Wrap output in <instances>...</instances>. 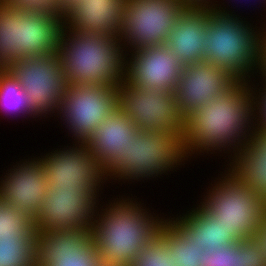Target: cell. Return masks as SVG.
I'll use <instances>...</instances> for the list:
<instances>
[{
  "label": "cell",
  "mask_w": 266,
  "mask_h": 266,
  "mask_svg": "<svg viewBox=\"0 0 266 266\" xmlns=\"http://www.w3.org/2000/svg\"><path fill=\"white\" fill-rule=\"evenodd\" d=\"M222 167L226 168L218 172L197 202L219 220L237 242L253 239L266 215V201L225 164Z\"/></svg>",
  "instance_id": "obj_6"
},
{
  "label": "cell",
  "mask_w": 266,
  "mask_h": 266,
  "mask_svg": "<svg viewBox=\"0 0 266 266\" xmlns=\"http://www.w3.org/2000/svg\"><path fill=\"white\" fill-rule=\"evenodd\" d=\"M196 204L190 210H186V213L183 211L180 214L179 211L176 217L172 214L168 215V218L205 253L212 254L218 249L237 243L219 220L208 213L199 202Z\"/></svg>",
  "instance_id": "obj_21"
},
{
  "label": "cell",
  "mask_w": 266,
  "mask_h": 266,
  "mask_svg": "<svg viewBox=\"0 0 266 266\" xmlns=\"http://www.w3.org/2000/svg\"><path fill=\"white\" fill-rule=\"evenodd\" d=\"M126 0H83L63 19V26L84 34L119 38Z\"/></svg>",
  "instance_id": "obj_18"
},
{
  "label": "cell",
  "mask_w": 266,
  "mask_h": 266,
  "mask_svg": "<svg viewBox=\"0 0 266 266\" xmlns=\"http://www.w3.org/2000/svg\"><path fill=\"white\" fill-rule=\"evenodd\" d=\"M182 70L166 44L125 52L124 79L139 88L175 91Z\"/></svg>",
  "instance_id": "obj_16"
},
{
  "label": "cell",
  "mask_w": 266,
  "mask_h": 266,
  "mask_svg": "<svg viewBox=\"0 0 266 266\" xmlns=\"http://www.w3.org/2000/svg\"><path fill=\"white\" fill-rule=\"evenodd\" d=\"M238 79L228 70L202 61L183 65L175 96L186 117L230 88Z\"/></svg>",
  "instance_id": "obj_17"
},
{
  "label": "cell",
  "mask_w": 266,
  "mask_h": 266,
  "mask_svg": "<svg viewBox=\"0 0 266 266\" xmlns=\"http://www.w3.org/2000/svg\"><path fill=\"white\" fill-rule=\"evenodd\" d=\"M182 134L165 131H138L129 141L126 152L104 170L108 183L132 184L162 178L187 164ZM179 167V168H178ZM169 172V173H168ZM120 182V183H119ZM123 183V184H122Z\"/></svg>",
  "instance_id": "obj_5"
},
{
  "label": "cell",
  "mask_w": 266,
  "mask_h": 266,
  "mask_svg": "<svg viewBox=\"0 0 266 266\" xmlns=\"http://www.w3.org/2000/svg\"><path fill=\"white\" fill-rule=\"evenodd\" d=\"M83 0H65V17Z\"/></svg>",
  "instance_id": "obj_36"
},
{
  "label": "cell",
  "mask_w": 266,
  "mask_h": 266,
  "mask_svg": "<svg viewBox=\"0 0 266 266\" xmlns=\"http://www.w3.org/2000/svg\"><path fill=\"white\" fill-rule=\"evenodd\" d=\"M187 6H211L215 0H181Z\"/></svg>",
  "instance_id": "obj_35"
},
{
  "label": "cell",
  "mask_w": 266,
  "mask_h": 266,
  "mask_svg": "<svg viewBox=\"0 0 266 266\" xmlns=\"http://www.w3.org/2000/svg\"><path fill=\"white\" fill-rule=\"evenodd\" d=\"M8 70L21 84L32 111L41 120L51 116L57 119L66 86L60 57L57 54L28 57Z\"/></svg>",
  "instance_id": "obj_12"
},
{
  "label": "cell",
  "mask_w": 266,
  "mask_h": 266,
  "mask_svg": "<svg viewBox=\"0 0 266 266\" xmlns=\"http://www.w3.org/2000/svg\"><path fill=\"white\" fill-rule=\"evenodd\" d=\"M241 15L212 9L201 45L205 62L228 70L238 80L252 81L258 71L260 41L266 24L263 21L260 27L253 25L255 20L252 23Z\"/></svg>",
  "instance_id": "obj_4"
},
{
  "label": "cell",
  "mask_w": 266,
  "mask_h": 266,
  "mask_svg": "<svg viewBox=\"0 0 266 266\" xmlns=\"http://www.w3.org/2000/svg\"><path fill=\"white\" fill-rule=\"evenodd\" d=\"M100 197V199H99ZM95 191L79 193L75 187L48 186L34 218L37 233L90 228L103 201Z\"/></svg>",
  "instance_id": "obj_13"
},
{
  "label": "cell",
  "mask_w": 266,
  "mask_h": 266,
  "mask_svg": "<svg viewBox=\"0 0 266 266\" xmlns=\"http://www.w3.org/2000/svg\"><path fill=\"white\" fill-rule=\"evenodd\" d=\"M253 239L258 244L261 254L266 259V215L261 220V224L258 226V232Z\"/></svg>",
  "instance_id": "obj_34"
},
{
  "label": "cell",
  "mask_w": 266,
  "mask_h": 266,
  "mask_svg": "<svg viewBox=\"0 0 266 266\" xmlns=\"http://www.w3.org/2000/svg\"><path fill=\"white\" fill-rule=\"evenodd\" d=\"M199 266H241V242L225 246L212 254L203 252Z\"/></svg>",
  "instance_id": "obj_29"
},
{
  "label": "cell",
  "mask_w": 266,
  "mask_h": 266,
  "mask_svg": "<svg viewBox=\"0 0 266 266\" xmlns=\"http://www.w3.org/2000/svg\"><path fill=\"white\" fill-rule=\"evenodd\" d=\"M125 194L128 193L112 196L107 199L109 202L101 201L92 221L91 238L98 249L101 266H132L140 250L158 233L167 216L156 213L154 208L151 211L132 193V197Z\"/></svg>",
  "instance_id": "obj_2"
},
{
  "label": "cell",
  "mask_w": 266,
  "mask_h": 266,
  "mask_svg": "<svg viewBox=\"0 0 266 266\" xmlns=\"http://www.w3.org/2000/svg\"><path fill=\"white\" fill-rule=\"evenodd\" d=\"M16 11L65 18V0H1Z\"/></svg>",
  "instance_id": "obj_28"
},
{
  "label": "cell",
  "mask_w": 266,
  "mask_h": 266,
  "mask_svg": "<svg viewBox=\"0 0 266 266\" xmlns=\"http://www.w3.org/2000/svg\"><path fill=\"white\" fill-rule=\"evenodd\" d=\"M117 107L140 131L183 134L185 117L171 89L139 88L124 79L118 85Z\"/></svg>",
  "instance_id": "obj_9"
},
{
  "label": "cell",
  "mask_w": 266,
  "mask_h": 266,
  "mask_svg": "<svg viewBox=\"0 0 266 266\" xmlns=\"http://www.w3.org/2000/svg\"><path fill=\"white\" fill-rule=\"evenodd\" d=\"M221 1H223V2H221ZM221 1H220V0H218V1L215 0L214 3L211 4V8L214 9V10H216V11H219V12H226V13H230V14H233V13L236 14V12H235L236 10H234V9H235V8H234V3H235V2H236L235 4L240 3V0H236V1H235V0H228L229 2H228L227 0H226L227 2H226L225 0H221ZM224 1H225V2H224ZM230 1H231V2L234 1L233 5H232L233 7L231 6L232 9H230V5H229ZM245 1H246V2H251V0H250V1H249V0H245ZM256 1L261 5V8H260L261 12H262V7H263V9H264L263 11L266 12V11H265V10H266V0H255V1H254V2H255V3H254V7H255V4H258ZM216 2H217V3H216ZM237 2H238V3H237ZM241 2H243V0H242ZM226 3H227L228 5H227ZM262 3H263V5H262ZM226 5H227V6H226ZM225 6H226V7H225ZM228 7H229V8H228ZM264 7H265V8H264ZM265 14H266V13H265ZM265 17H266V15H265ZM262 19H264V21H265L266 18H261L260 21H263ZM265 22H266V21H265ZM265 24H266V23H265Z\"/></svg>",
  "instance_id": "obj_32"
},
{
  "label": "cell",
  "mask_w": 266,
  "mask_h": 266,
  "mask_svg": "<svg viewBox=\"0 0 266 266\" xmlns=\"http://www.w3.org/2000/svg\"><path fill=\"white\" fill-rule=\"evenodd\" d=\"M41 120L31 109L21 84L8 69H0V116ZM31 118V119H30Z\"/></svg>",
  "instance_id": "obj_23"
},
{
  "label": "cell",
  "mask_w": 266,
  "mask_h": 266,
  "mask_svg": "<svg viewBox=\"0 0 266 266\" xmlns=\"http://www.w3.org/2000/svg\"><path fill=\"white\" fill-rule=\"evenodd\" d=\"M63 19L16 11L0 0V69L28 57L57 54Z\"/></svg>",
  "instance_id": "obj_7"
},
{
  "label": "cell",
  "mask_w": 266,
  "mask_h": 266,
  "mask_svg": "<svg viewBox=\"0 0 266 266\" xmlns=\"http://www.w3.org/2000/svg\"><path fill=\"white\" fill-rule=\"evenodd\" d=\"M159 230L164 234L169 256L174 266H199L204 250L190 240L168 217L161 223Z\"/></svg>",
  "instance_id": "obj_24"
},
{
  "label": "cell",
  "mask_w": 266,
  "mask_h": 266,
  "mask_svg": "<svg viewBox=\"0 0 266 266\" xmlns=\"http://www.w3.org/2000/svg\"><path fill=\"white\" fill-rule=\"evenodd\" d=\"M255 115L250 81L237 80L216 99L185 117L181 141L188 162L215 154L228 157L227 163L254 136Z\"/></svg>",
  "instance_id": "obj_1"
},
{
  "label": "cell",
  "mask_w": 266,
  "mask_h": 266,
  "mask_svg": "<svg viewBox=\"0 0 266 266\" xmlns=\"http://www.w3.org/2000/svg\"><path fill=\"white\" fill-rule=\"evenodd\" d=\"M61 147L38 156L46 171L48 186H76L79 193L95 191L103 196L105 190L102 189L109 183L104 176V169L94 158L86 143L72 142Z\"/></svg>",
  "instance_id": "obj_11"
},
{
  "label": "cell",
  "mask_w": 266,
  "mask_h": 266,
  "mask_svg": "<svg viewBox=\"0 0 266 266\" xmlns=\"http://www.w3.org/2000/svg\"><path fill=\"white\" fill-rule=\"evenodd\" d=\"M250 84L255 96V113H256L255 130H266V80L253 79V81H250Z\"/></svg>",
  "instance_id": "obj_30"
},
{
  "label": "cell",
  "mask_w": 266,
  "mask_h": 266,
  "mask_svg": "<svg viewBox=\"0 0 266 266\" xmlns=\"http://www.w3.org/2000/svg\"><path fill=\"white\" fill-rule=\"evenodd\" d=\"M138 131L130 117L117 108L103 120L85 143L105 170L118 155L126 152L129 141Z\"/></svg>",
  "instance_id": "obj_20"
},
{
  "label": "cell",
  "mask_w": 266,
  "mask_h": 266,
  "mask_svg": "<svg viewBox=\"0 0 266 266\" xmlns=\"http://www.w3.org/2000/svg\"><path fill=\"white\" fill-rule=\"evenodd\" d=\"M57 55L66 85L124 82L125 52L120 38L74 32L62 26Z\"/></svg>",
  "instance_id": "obj_3"
},
{
  "label": "cell",
  "mask_w": 266,
  "mask_h": 266,
  "mask_svg": "<svg viewBox=\"0 0 266 266\" xmlns=\"http://www.w3.org/2000/svg\"><path fill=\"white\" fill-rule=\"evenodd\" d=\"M241 266H266V259L254 239L241 241Z\"/></svg>",
  "instance_id": "obj_31"
},
{
  "label": "cell",
  "mask_w": 266,
  "mask_h": 266,
  "mask_svg": "<svg viewBox=\"0 0 266 266\" xmlns=\"http://www.w3.org/2000/svg\"><path fill=\"white\" fill-rule=\"evenodd\" d=\"M226 166L266 201V130H255Z\"/></svg>",
  "instance_id": "obj_22"
},
{
  "label": "cell",
  "mask_w": 266,
  "mask_h": 266,
  "mask_svg": "<svg viewBox=\"0 0 266 266\" xmlns=\"http://www.w3.org/2000/svg\"><path fill=\"white\" fill-rule=\"evenodd\" d=\"M186 7L181 0H126L119 37L124 52L166 44Z\"/></svg>",
  "instance_id": "obj_8"
},
{
  "label": "cell",
  "mask_w": 266,
  "mask_h": 266,
  "mask_svg": "<svg viewBox=\"0 0 266 266\" xmlns=\"http://www.w3.org/2000/svg\"><path fill=\"white\" fill-rule=\"evenodd\" d=\"M211 6H187L180 14L166 45L182 65L204 61L201 41L206 36Z\"/></svg>",
  "instance_id": "obj_19"
},
{
  "label": "cell",
  "mask_w": 266,
  "mask_h": 266,
  "mask_svg": "<svg viewBox=\"0 0 266 266\" xmlns=\"http://www.w3.org/2000/svg\"><path fill=\"white\" fill-rule=\"evenodd\" d=\"M36 238H0V266H36Z\"/></svg>",
  "instance_id": "obj_25"
},
{
  "label": "cell",
  "mask_w": 266,
  "mask_h": 266,
  "mask_svg": "<svg viewBox=\"0 0 266 266\" xmlns=\"http://www.w3.org/2000/svg\"><path fill=\"white\" fill-rule=\"evenodd\" d=\"M164 234L159 230L140 250L132 266H174Z\"/></svg>",
  "instance_id": "obj_27"
},
{
  "label": "cell",
  "mask_w": 266,
  "mask_h": 266,
  "mask_svg": "<svg viewBox=\"0 0 266 266\" xmlns=\"http://www.w3.org/2000/svg\"><path fill=\"white\" fill-rule=\"evenodd\" d=\"M36 266H101L90 228L37 233Z\"/></svg>",
  "instance_id": "obj_14"
},
{
  "label": "cell",
  "mask_w": 266,
  "mask_h": 266,
  "mask_svg": "<svg viewBox=\"0 0 266 266\" xmlns=\"http://www.w3.org/2000/svg\"><path fill=\"white\" fill-rule=\"evenodd\" d=\"M37 235L34 220L0 201V238Z\"/></svg>",
  "instance_id": "obj_26"
},
{
  "label": "cell",
  "mask_w": 266,
  "mask_h": 266,
  "mask_svg": "<svg viewBox=\"0 0 266 266\" xmlns=\"http://www.w3.org/2000/svg\"><path fill=\"white\" fill-rule=\"evenodd\" d=\"M256 77L255 79L266 80V28L262 34V39L260 41L259 65Z\"/></svg>",
  "instance_id": "obj_33"
},
{
  "label": "cell",
  "mask_w": 266,
  "mask_h": 266,
  "mask_svg": "<svg viewBox=\"0 0 266 266\" xmlns=\"http://www.w3.org/2000/svg\"><path fill=\"white\" fill-rule=\"evenodd\" d=\"M117 89L102 84L65 86L57 121L60 118L61 127L65 125L73 142L85 143L103 120L118 108Z\"/></svg>",
  "instance_id": "obj_10"
},
{
  "label": "cell",
  "mask_w": 266,
  "mask_h": 266,
  "mask_svg": "<svg viewBox=\"0 0 266 266\" xmlns=\"http://www.w3.org/2000/svg\"><path fill=\"white\" fill-rule=\"evenodd\" d=\"M27 157L17 160L14 165L10 164V169L0 175V201L34 220L47 194L48 182L37 155Z\"/></svg>",
  "instance_id": "obj_15"
}]
</instances>
